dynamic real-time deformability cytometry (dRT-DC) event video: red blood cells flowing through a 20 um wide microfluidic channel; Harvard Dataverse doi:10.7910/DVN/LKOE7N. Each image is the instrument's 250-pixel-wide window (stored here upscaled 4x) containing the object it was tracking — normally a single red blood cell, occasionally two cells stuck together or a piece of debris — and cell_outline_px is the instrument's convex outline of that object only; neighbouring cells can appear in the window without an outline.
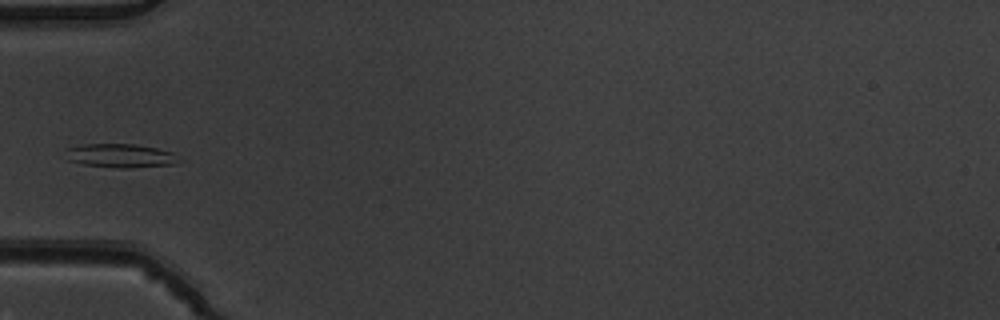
{"species": "common noctule bat (a hibernating species)", "species_latin": "Nyctalus noctula", "temperature_condition": "warm", "stored_images_in_passage": 3, "camera_frame_rate_fps": 3000, "um_per_image_px": 0.085, "animal": {"sex": "male", "body_mass_g": 19.5, "forearm_length_mm": 54.6}, "frame": {"image": 1, "passage_image": 2, "time_ms": 0.333, "image_size_px": [1000, 320], "cell_outline_px": [[184, 160], [176, 164], [132, 168], [120, 168], [84, 164], [68, 160], [68, 148], [84, 144], [136, 144], [156, 148], [172, 152]], "centroid_in_image_um": [10.35, 13.24], "position_along_channel_um": 74.7, "area_um2": 15.66}}